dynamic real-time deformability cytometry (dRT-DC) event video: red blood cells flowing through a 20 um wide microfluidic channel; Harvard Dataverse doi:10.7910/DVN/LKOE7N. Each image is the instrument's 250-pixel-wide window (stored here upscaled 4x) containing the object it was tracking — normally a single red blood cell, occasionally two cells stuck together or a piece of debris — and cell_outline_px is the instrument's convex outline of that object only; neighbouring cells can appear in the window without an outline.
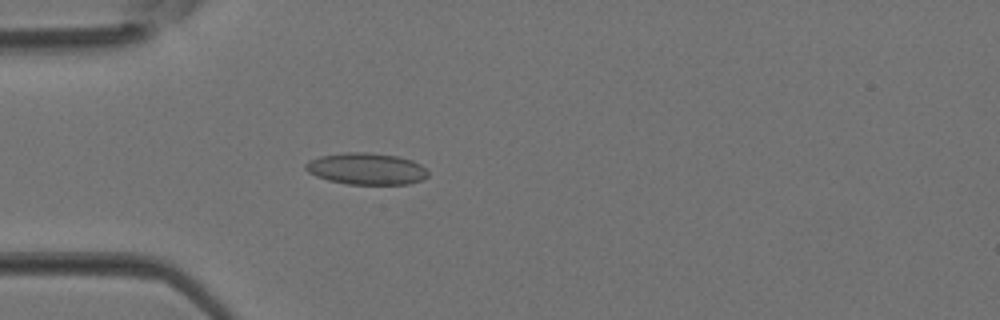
{"species": "Egyptian fruit bat (a non-hibernating species)", "species_latin": "Rousettus aegyptiacus", "temperature_condition": "room temperature", "stored_images_in_passage": 29, "camera_frame_rate_fps": 3000, "um_per_image_px": 0.085, "animal": {"sex": "female"}, "frame": {"image": 1, "passage_image": 2, "time_ms": 0.333, "image_size_px": [1000, 320], "cell_outline_px": [[428, 176], [424, 180], [408, 184], [348, 184], [328, 180], [316, 176], [308, 172], [304, 168], [304, 164], [308, 160], [320, 156], [344, 152], [368, 152], [396, 156], [412, 160], [420, 164], [428, 172]], "centroid_in_image_um": [31.13, 14.34], "position_along_channel_um": 53.9, "area_um2": 22.72}}
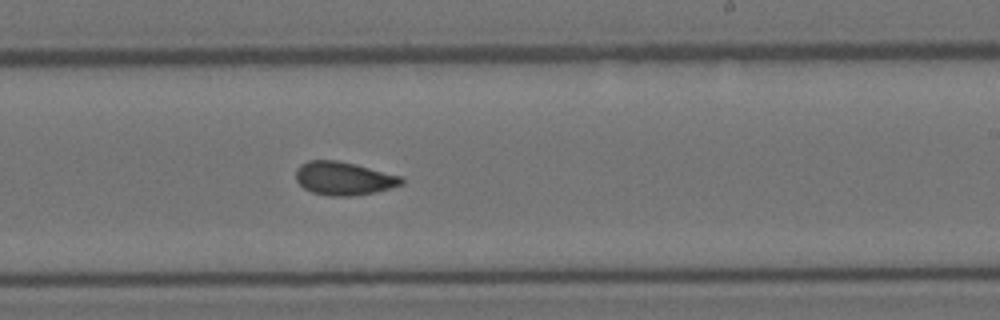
{"frame": {"image": 2, "passage_image": 14, "time_ms": 4.333, "image_size_px": [1000, 320], "cell_outline_px": [[404, 184], [376, 192], [348, 196], [332, 196], [312, 192], [304, 188], [296, 180], [296, 168], [300, 164], [308, 160], [336, 160], [356, 164], [404, 176]], "centroid_in_image_um": [29.25, 15.15], "position_along_channel_um": 259.8, "area_um2": 20.69}}
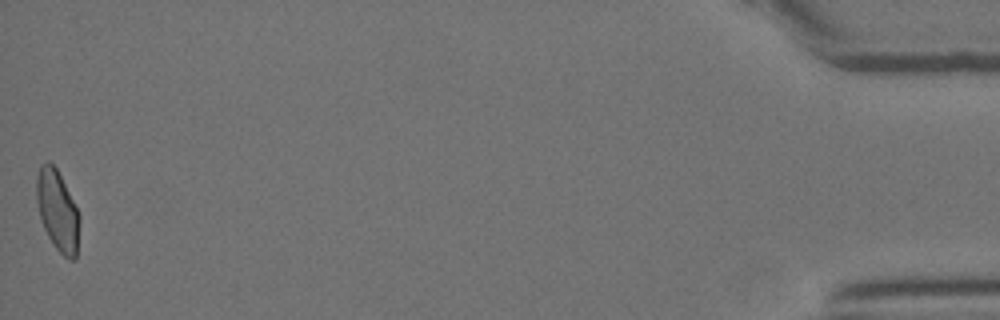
{"frame": {"image": 3, "passage_image": 29, "time_ms": 9.333, "image_size_px": [1000, 320], "cell_outline_px": [[80, 220], [76, 260], [68, 260], [56, 248], [48, 236], [44, 228], [40, 216], [36, 200], [36, 176], [40, 164], [48, 160], [56, 168], [80, 216]], "centroid_in_image_um": [4.88, 17.91], "position_along_channel_um": 430.3, "area_um2": 20.06}}